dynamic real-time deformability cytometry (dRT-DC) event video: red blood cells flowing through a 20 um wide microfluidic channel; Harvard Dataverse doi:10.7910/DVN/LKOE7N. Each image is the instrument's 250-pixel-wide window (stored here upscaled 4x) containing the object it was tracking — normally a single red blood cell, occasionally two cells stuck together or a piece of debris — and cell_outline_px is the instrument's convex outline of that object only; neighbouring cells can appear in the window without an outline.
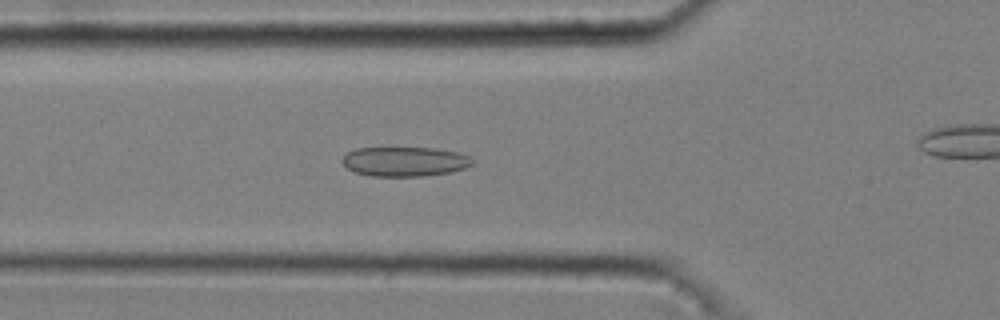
{"species": "common noctule bat (a hibernating species)", "species_latin": "Nyctalus noctula", "temperature_condition": "cold", "stored_images_in_passage": 44, "camera_frame_rate_fps": 3000, "um_per_image_px": 0.085, "animal": {"sex": "male", "body_mass_g": 20.4}, "frame": {"image": 1, "passage_image": 18, "time_ms": 5.667, "image_size_px": [1000, 320], "cell_outline_px": [[476, 160], [472, 164], [464, 168], [452, 172], [424, 176], [372, 176], [356, 172], [348, 168], [340, 160], [348, 152], [356, 148], [432, 148], [456, 152], [468, 156]], "centroid_in_image_um": [34.41, 13.73], "position_along_channel_um": 91.4, "area_um2": 22.31}}
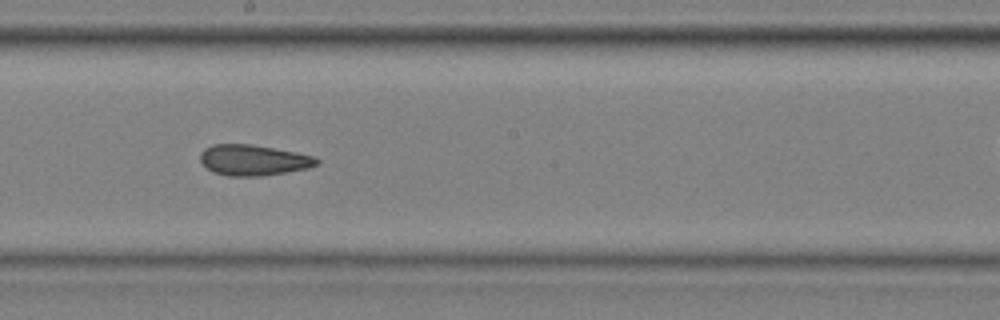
{"frame": {"image": 2, "passage_image": 29, "time_ms": 9.333, "image_size_px": [1000, 320], "cell_outline_px": [[320, 164], [308, 168], [260, 176], [228, 176], [212, 172], [200, 160], [200, 152], [204, 148], [212, 144], [252, 144], [296, 152], [316, 156], [320, 160]], "centroid_in_image_um": [21.55, 13.6], "position_along_channel_um": 226.6, "area_um2": 20.98}}
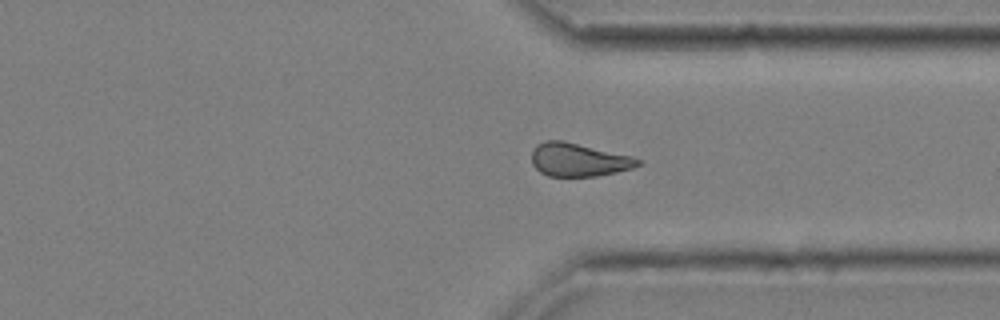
{"frame": {"image": 3, "passage_image": 40, "time_ms": 13.0, "image_size_px": [1000, 320], "cell_outline_px": [[640, 164], [632, 168], [616, 172], [596, 176], [548, 176], [540, 172], [532, 164], [532, 148], [536, 144], [544, 140], [564, 140], [632, 156], [640, 160]], "centroid_in_image_um": [49.14, 13.56], "position_along_channel_um": 362.3, "area_um2": 20.69}}